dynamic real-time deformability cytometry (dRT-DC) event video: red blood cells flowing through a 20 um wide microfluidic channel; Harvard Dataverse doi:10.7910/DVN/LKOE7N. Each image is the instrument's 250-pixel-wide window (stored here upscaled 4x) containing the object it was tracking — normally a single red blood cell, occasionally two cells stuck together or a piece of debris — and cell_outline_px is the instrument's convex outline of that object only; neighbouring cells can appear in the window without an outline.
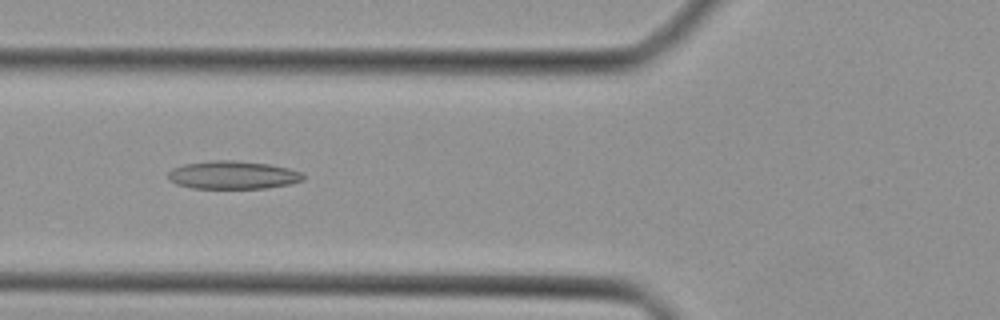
{"species": "Egyptian fruit bat (a non-hibernating species)", "species_latin": "Rousettus aegyptiacus", "temperature_condition": "cold", "stored_images_in_passage": 36, "camera_frame_rate_fps": 3000, "um_per_image_px": 0.085, "animal": {"sex": "female"}, "frame": {"image": 1, "passage_image": 11, "time_ms": 3.333, "image_size_px": [1000, 320], "cell_outline_px": [[304, 180], [292, 184], [268, 188], [192, 188], [176, 184], [168, 176], [168, 172], [172, 168], [184, 164], [212, 160], [232, 160], [272, 164], [304, 172]], "centroid_in_image_um": [19.85, 14.87], "position_along_channel_um": 105.9, "area_um2": 22.31}}
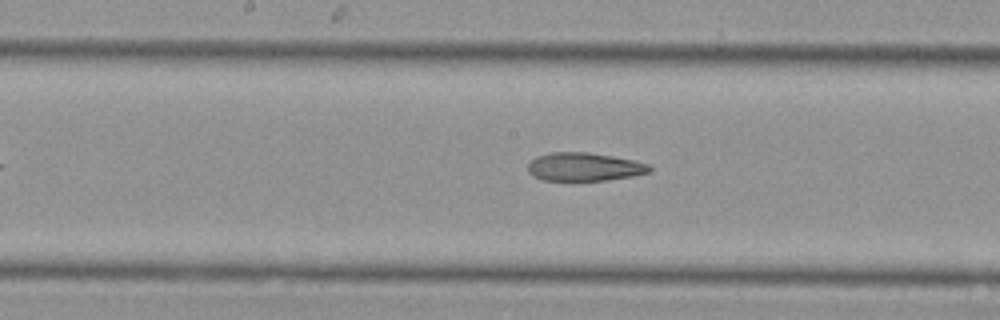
{"frame": {"image": 2, "passage_image": 17, "time_ms": 5.333, "image_size_px": [1000, 320], "cell_outline_px": [[652, 172], [632, 176], [608, 180], [544, 180], [528, 172], [528, 164], [536, 156], [552, 152], [588, 152], [612, 156], [632, 160], [648, 164], [652, 168]], "centroid_in_image_um": [49.68, 14.18], "position_along_channel_um": 198.5, "area_um2": 19.94}}
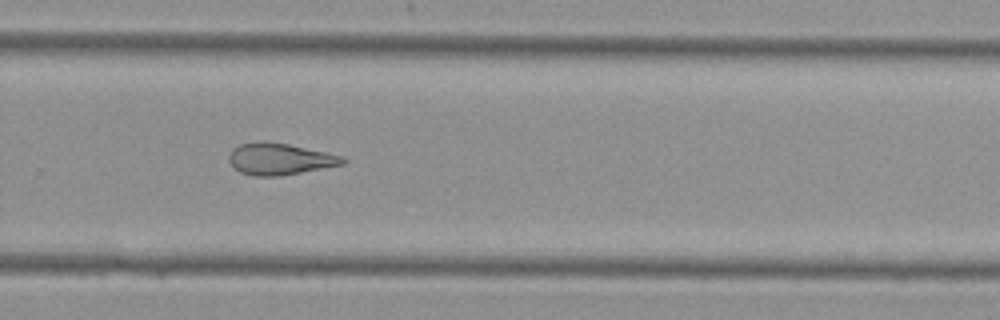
{"frame": {"image": 3, "passage_image": 24, "time_ms": 7.667, "image_size_px": [1000, 320], "cell_outline_px": [[348, 160], [344, 164], [280, 176], [252, 176], [240, 172], [232, 168], [228, 160], [228, 156], [232, 148], [240, 144], [288, 144], [328, 152], [344, 156]], "centroid_in_image_um": [23.8, 13.55], "position_along_channel_um": 306.0, "area_um2": 20.63}}